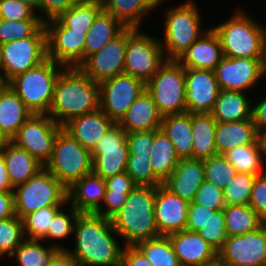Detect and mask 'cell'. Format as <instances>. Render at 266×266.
Listing matches in <instances>:
<instances>
[{
  "mask_svg": "<svg viewBox=\"0 0 266 266\" xmlns=\"http://www.w3.org/2000/svg\"><path fill=\"white\" fill-rule=\"evenodd\" d=\"M111 219L96 213H80L74 227V250L68 252L80 266H120L123 247L116 240Z\"/></svg>",
  "mask_w": 266,
  "mask_h": 266,
  "instance_id": "cell-1",
  "label": "cell"
},
{
  "mask_svg": "<svg viewBox=\"0 0 266 266\" xmlns=\"http://www.w3.org/2000/svg\"><path fill=\"white\" fill-rule=\"evenodd\" d=\"M100 85L79 67H64L55 84L48 115L63 126L70 119L100 108Z\"/></svg>",
  "mask_w": 266,
  "mask_h": 266,
  "instance_id": "cell-2",
  "label": "cell"
},
{
  "mask_svg": "<svg viewBox=\"0 0 266 266\" xmlns=\"http://www.w3.org/2000/svg\"><path fill=\"white\" fill-rule=\"evenodd\" d=\"M154 204V186H136L128 194L126 203L111 218L114 230L125 241L124 246H135L141 241L160 236Z\"/></svg>",
  "mask_w": 266,
  "mask_h": 266,
  "instance_id": "cell-3",
  "label": "cell"
},
{
  "mask_svg": "<svg viewBox=\"0 0 266 266\" xmlns=\"http://www.w3.org/2000/svg\"><path fill=\"white\" fill-rule=\"evenodd\" d=\"M212 28L219 37L223 57L262 58L266 27L245 11L239 8L232 17Z\"/></svg>",
  "mask_w": 266,
  "mask_h": 266,
  "instance_id": "cell-4",
  "label": "cell"
},
{
  "mask_svg": "<svg viewBox=\"0 0 266 266\" xmlns=\"http://www.w3.org/2000/svg\"><path fill=\"white\" fill-rule=\"evenodd\" d=\"M64 68L47 58L34 68L12 78L8 85L32 114H48L56 81Z\"/></svg>",
  "mask_w": 266,
  "mask_h": 266,
  "instance_id": "cell-5",
  "label": "cell"
},
{
  "mask_svg": "<svg viewBox=\"0 0 266 266\" xmlns=\"http://www.w3.org/2000/svg\"><path fill=\"white\" fill-rule=\"evenodd\" d=\"M179 5L168 8L164 15V39L160 40V44L166 59H177L205 33L201 29L199 8L194 0H186Z\"/></svg>",
  "mask_w": 266,
  "mask_h": 266,
  "instance_id": "cell-6",
  "label": "cell"
},
{
  "mask_svg": "<svg viewBox=\"0 0 266 266\" xmlns=\"http://www.w3.org/2000/svg\"><path fill=\"white\" fill-rule=\"evenodd\" d=\"M92 160L91 151L62 128L55 138L52 157L44 167L68 189L92 172Z\"/></svg>",
  "mask_w": 266,
  "mask_h": 266,
  "instance_id": "cell-7",
  "label": "cell"
},
{
  "mask_svg": "<svg viewBox=\"0 0 266 266\" xmlns=\"http://www.w3.org/2000/svg\"><path fill=\"white\" fill-rule=\"evenodd\" d=\"M15 215L22 219L42 207L68 202L67 188L45 167L13 188Z\"/></svg>",
  "mask_w": 266,
  "mask_h": 266,
  "instance_id": "cell-8",
  "label": "cell"
},
{
  "mask_svg": "<svg viewBox=\"0 0 266 266\" xmlns=\"http://www.w3.org/2000/svg\"><path fill=\"white\" fill-rule=\"evenodd\" d=\"M146 90L162 116L187 112L185 67L176 59H166L146 83Z\"/></svg>",
  "mask_w": 266,
  "mask_h": 266,
  "instance_id": "cell-9",
  "label": "cell"
},
{
  "mask_svg": "<svg viewBox=\"0 0 266 266\" xmlns=\"http://www.w3.org/2000/svg\"><path fill=\"white\" fill-rule=\"evenodd\" d=\"M138 29L126 27L124 74L146 84L166 61V57L160 40Z\"/></svg>",
  "mask_w": 266,
  "mask_h": 266,
  "instance_id": "cell-10",
  "label": "cell"
},
{
  "mask_svg": "<svg viewBox=\"0 0 266 266\" xmlns=\"http://www.w3.org/2000/svg\"><path fill=\"white\" fill-rule=\"evenodd\" d=\"M1 70L9 82L47 59V33L43 25L33 36L0 45Z\"/></svg>",
  "mask_w": 266,
  "mask_h": 266,
  "instance_id": "cell-11",
  "label": "cell"
},
{
  "mask_svg": "<svg viewBox=\"0 0 266 266\" xmlns=\"http://www.w3.org/2000/svg\"><path fill=\"white\" fill-rule=\"evenodd\" d=\"M62 128L48 114H32L10 141L45 166L52 157L55 138Z\"/></svg>",
  "mask_w": 266,
  "mask_h": 266,
  "instance_id": "cell-12",
  "label": "cell"
},
{
  "mask_svg": "<svg viewBox=\"0 0 266 266\" xmlns=\"http://www.w3.org/2000/svg\"><path fill=\"white\" fill-rule=\"evenodd\" d=\"M218 262L221 266H266V222L243 235H228Z\"/></svg>",
  "mask_w": 266,
  "mask_h": 266,
  "instance_id": "cell-13",
  "label": "cell"
},
{
  "mask_svg": "<svg viewBox=\"0 0 266 266\" xmlns=\"http://www.w3.org/2000/svg\"><path fill=\"white\" fill-rule=\"evenodd\" d=\"M126 131L114 123L91 150L92 172L103 179L126 171L129 148Z\"/></svg>",
  "mask_w": 266,
  "mask_h": 266,
  "instance_id": "cell-14",
  "label": "cell"
},
{
  "mask_svg": "<svg viewBox=\"0 0 266 266\" xmlns=\"http://www.w3.org/2000/svg\"><path fill=\"white\" fill-rule=\"evenodd\" d=\"M99 85L100 109L115 123L146 90V84L142 80L124 73L109 78Z\"/></svg>",
  "mask_w": 266,
  "mask_h": 266,
  "instance_id": "cell-15",
  "label": "cell"
},
{
  "mask_svg": "<svg viewBox=\"0 0 266 266\" xmlns=\"http://www.w3.org/2000/svg\"><path fill=\"white\" fill-rule=\"evenodd\" d=\"M47 33V58L64 67H78L84 61L87 32L65 28L56 18L44 22Z\"/></svg>",
  "mask_w": 266,
  "mask_h": 266,
  "instance_id": "cell-16",
  "label": "cell"
},
{
  "mask_svg": "<svg viewBox=\"0 0 266 266\" xmlns=\"http://www.w3.org/2000/svg\"><path fill=\"white\" fill-rule=\"evenodd\" d=\"M126 28L100 51L89 55L78 67L93 81L101 83L124 73Z\"/></svg>",
  "mask_w": 266,
  "mask_h": 266,
  "instance_id": "cell-17",
  "label": "cell"
},
{
  "mask_svg": "<svg viewBox=\"0 0 266 266\" xmlns=\"http://www.w3.org/2000/svg\"><path fill=\"white\" fill-rule=\"evenodd\" d=\"M262 58L223 57L214 73L220 89L245 92L264 77Z\"/></svg>",
  "mask_w": 266,
  "mask_h": 266,
  "instance_id": "cell-18",
  "label": "cell"
},
{
  "mask_svg": "<svg viewBox=\"0 0 266 266\" xmlns=\"http://www.w3.org/2000/svg\"><path fill=\"white\" fill-rule=\"evenodd\" d=\"M186 110L188 113H210L220 92L212 70L185 68Z\"/></svg>",
  "mask_w": 266,
  "mask_h": 266,
  "instance_id": "cell-19",
  "label": "cell"
},
{
  "mask_svg": "<svg viewBox=\"0 0 266 266\" xmlns=\"http://www.w3.org/2000/svg\"><path fill=\"white\" fill-rule=\"evenodd\" d=\"M189 202L162 184L155 187L154 214L159 235L167 236L186 229Z\"/></svg>",
  "mask_w": 266,
  "mask_h": 266,
  "instance_id": "cell-20",
  "label": "cell"
},
{
  "mask_svg": "<svg viewBox=\"0 0 266 266\" xmlns=\"http://www.w3.org/2000/svg\"><path fill=\"white\" fill-rule=\"evenodd\" d=\"M167 236L181 266H201L218 261V252L198 232L184 229Z\"/></svg>",
  "mask_w": 266,
  "mask_h": 266,
  "instance_id": "cell-21",
  "label": "cell"
},
{
  "mask_svg": "<svg viewBox=\"0 0 266 266\" xmlns=\"http://www.w3.org/2000/svg\"><path fill=\"white\" fill-rule=\"evenodd\" d=\"M207 29L176 59L185 68L214 71L223 58L219 37L212 27Z\"/></svg>",
  "mask_w": 266,
  "mask_h": 266,
  "instance_id": "cell-22",
  "label": "cell"
},
{
  "mask_svg": "<svg viewBox=\"0 0 266 266\" xmlns=\"http://www.w3.org/2000/svg\"><path fill=\"white\" fill-rule=\"evenodd\" d=\"M205 181L203 160L180 159L171 175L162 183L170 192L187 202H193L196 192Z\"/></svg>",
  "mask_w": 266,
  "mask_h": 266,
  "instance_id": "cell-23",
  "label": "cell"
},
{
  "mask_svg": "<svg viewBox=\"0 0 266 266\" xmlns=\"http://www.w3.org/2000/svg\"><path fill=\"white\" fill-rule=\"evenodd\" d=\"M248 144H265L262 134L251 118L237 122H217L215 145L218 154Z\"/></svg>",
  "mask_w": 266,
  "mask_h": 266,
  "instance_id": "cell-24",
  "label": "cell"
},
{
  "mask_svg": "<svg viewBox=\"0 0 266 266\" xmlns=\"http://www.w3.org/2000/svg\"><path fill=\"white\" fill-rule=\"evenodd\" d=\"M115 122L100 108L91 113L76 116L63 125L74 139L91 151L100 138Z\"/></svg>",
  "mask_w": 266,
  "mask_h": 266,
  "instance_id": "cell-25",
  "label": "cell"
},
{
  "mask_svg": "<svg viewBox=\"0 0 266 266\" xmlns=\"http://www.w3.org/2000/svg\"><path fill=\"white\" fill-rule=\"evenodd\" d=\"M161 122L162 115L152 96L145 90L117 123L126 133H130L160 130Z\"/></svg>",
  "mask_w": 266,
  "mask_h": 266,
  "instance_id": "cell-26",
  "label": "cell"
},
{
  "mask_svg": "<svg viewBox=\"0 0 266 266\" xmlns=\"http://www.w3.org/2000/svg\"><path fill=\"white\" fill-rule=\"evenodd\" d=\"M106 193L105 181L91 172L67 189L68 202L80 213H95L102 208Z\"/></svg>",
  "mask_w": 266,
  "mask_h": 266,
  "instance_id": "cell-27",
  "label": "cell"
},
{
  "mask_svg": "<svg viewBox=\"0 0 266 266\" xmlns=\"http://www.w3.org/2000/svg\"><path fill=\"white\" fill-rule=\"evenodd\" d=\"M1 152L13 187L25 183L44 168L31 154L11 141L5 144Z\"/></svg>",
  "mask_w": 266,
  "mask_h": 266,
  "instance_id": "cell-28",
  "label": "cell"
},
{
  "mask_svg": "<svg viewBox=\"0 0 266 266\" xmlns=\"http://www.w3.org/2000/svg\"><path fill=\"white\" fill-rule=\"evenodd\" d=\"M31 115L32 112L9 85L0 93V132L8 141Z\"/></svg>",
  "mask_w": 266,
  "mask_h": 266,
  "instance_id": "cell-29",
  "label": "cell"
},
{
  "mask_svg": "<svg viewBox=\"0 0 266 266\" xmlns=\"http://www.w3.org/2000/svg\"><path fill=\"white\" fill-rule=\"evenodd\" d=\"M160 129L171 140L180 159L193 158L191 113L162 116Z\"/></svg>",
  "mask_w": 266,
  "mask_h": 266,
  "instance_id": "cell-30",
  "label": "cell"
},
{
  "mask_svg": "<svg viewBox=\"0 0 266 266\" xmlns=\"http://www.w3.org/2000/svg\"><path fill=\"white\" fill-rule=\"evenodd\" d=\"M251 103L242 91L221 89L210 114L217 122H237L250 119Z\"/></svg>",
  "mask_w": 266,
  "mask_h": 266,
  "instance_id": "cell-31",
  "label": "cell"
},
{
  "mask_svg": "<svg viewBox=\"0 0 266 266\" xmlns=\"http://www.w3.org/2000/svg\"><path fill=\"white\" fill-rule=\"evenodd\" d=\"M126 27L112 14L102 10L86 33L84 60L100 51L107 43L117 37Z\"/></svg>",
  "mask_w": 266,
  "mask_h": 266,
  "instance_id": "cell-32",
  "label": "cell"
},
{
  "mask_svg": "<svg viewBox=\"0 0 266 266\" xmlns=\"http://www.w3.org/2000/svg\"><path fill=\"white\" fill-rule=\"evenodd\" d=\"M104 11L112 14L125 27L139 28L144 14L157 8L164 0H101ZM142 20V21H141Z\"/></svg>",
  "mask_w": 266,
  "mask_h": 266,
  "instance_id": "cell-33",
  "label": "cell"
},
{
  "mask_svg": "<svg viewBox=\"0 0 266 266\" xmlns=\"http://www.w3.org/2000/svg\"><path fill=\"white\" fill-rule=\"evenodd\" d=\"M217 121L210 113H192L193 158L207 159L217 155L215 129Z\"/></svg>",
  "mask_w": 266,
  "mask_h": 266,
  "instance_id": "cell-34",
  "label": "cell"
},
{
  "mask_svg": "<svg viewBox=\"0 0 266 266\" xmlns=\"http://www.w3.org/2000/svg\"><path fill=\"white\" fill-rule=\"evenodd\" d=\"M150 161L154 175L162 183L171 175L180 161L173 143L161 129L154 130Z\"/></svg>",
  "mask_w": 266,
  "mask_h": 266,
  "instance_id": "cell-35",
  "label": "cell"
},
{
  "mask_svg": "<svg viewBox=\"0 0 266 266\" xmlns=\"http://www.w3.org/2000/svg\"><path fill=\"white\" fill-rule=\"evenodd\" d=\"M223 155L236 168L237 172L249 173L258 176L265 171V144H248L238 146L234 149L228 150Z\"/></svg>",
  "mask_w": 266,
  "mask_h": 266,
  "instance_id": "cell-36",
  "label": "cell"
},
{
  "mask_svg": "<svg viewBox=\"0 0 266 266\" xmlns=\"http://www.w3.org/2000/svg\"><path fill=\"white\" fill-rule=\"evenodd\" d=\"M103 10L101 0H79L56 19L72 31L88 32L96 16Z\"/></svg>",
  "mask_w": 266,
  "mask_h": 266,
  "instance_id": "cell-37",
  "label": "cell"
},
{
  "mask_svg": "<svg viewBox=\"0 0 266 266\" xmlns=\"http://www.w3.org/2000/svg\"><path fill=\"white\" fill-rule=\"evenodd\" d=\"M41 240L25 239L10 256L15 257L18 266H48L53 255L58 250H67L61 244L45 247Z\"/></svg>",
  "mask_w": 266,
  "mask_h": 266,
  "instance_id": "cell-38",
  "label": "cell"
},
{
  "mask_svg": "<svg viewBox=\"0 0 266 266\" xmlns=\"http://www.w3.org/2000/svg\"><path fill=\"white\" fill-rule=\"evenodd\" d=\"M223 209L227 235H243L265 222L249 205H226Z\"/></svg>",
  "mask_w": 266,
  "mask_h": 266,
  "instance_id": "cell-39",
  "label": "cell"
},
{
  "mask_svg": "<svg viewBox=\"0 0 266 266\" xmlns=\"http://www.w3.org/2000/svg\"><path fill=\"white\" fill-rule=\"evenodd\" d=\"M152 266H181L168 236L160 235L135 245Z\"/></svg>",
  "mask_w": 266,
  "mask_h": 266,
  "instance_id": "cell-40",
  "label": "cell"
},
{
  "mask_svg": "<svg viewBox=\"0 0 266 266\" xmlns=\"http://www.w3.org/2000/svg\"><path fill=\"white\" fill-rule=\"evenodd\" d=\"M63 205L42 207L22 218L25 239L40 240L48 231L51 219Z\"/></svg>",
  "mask_w": 266,
  "mask_h": 266,
  "instance_id": "cell-41",
  "label": "cell"
},
{
  "mask_svg": "<svg viewBox=\"0 0 266 266\" xmlns=\"http://www.w3.org/2000/svg\"><path fill=\"white\" fill-rule=\"evenodd\" d=\"M256 176L237 172L235 177L223 188L225 204L248 205Z\"/></svg>",
  "mask_w": 266,
  "mask_h": 266,
  "instance_id": "cell-42",
  "label": "cell"
},
{
  "mask_svg": "<svg viewBox=\"0 0 266 266\" xmlns=\"http://www.w3.org/2000/svg\"><path fill=\"white\" fill-rule=\"evenodd\" d=\"M205 181L223 189L237 174L236 168L224 157L217 154L203 160Z\"/></svg>",
  "mask_w": 266,
  "mask_h": 266,
  "instance_id": "cell-43",
  "label": "cell"
},
{
  "mask_svg": "<svg viewBox=\"0 0 266 266\" xmlns=\"http://www.w3.org/2000/svg\"><path fill=\"white\" fill-rule=\"evenodd\" d=\"M126 172L137 186H159L162 182L154 175L150 154H129Z\"/></svg>",
  "mask_w": 266,
  "mask_h": 266,
  "instance_id": "cell-44",
  "label": "cell"
},
{
  "mask_svg": "<svg viewBox=\"0 0 266 266\" xmlns=\"http://www.w3.org/2000/svg\"><path fill=\"white\" fill-rule=\"evenodd\" d=\"M24 240L22 219L15 215L0 220V258L4 255L10 257Z\"/></svg>",
  "mask_w": 266,
  "mask_h": 266,
  "instance_id": "cell-45",
  "label": "cell"
},
{
  "mask_svg": "<svg viewBox=\"0 0 266 266\" xmlns=\"http://www.w3.org/2000/svg\"><path fill=\"white\" fill-rule=\"evenodd\" d=\"M43 25V20L12 21L0 18V45L31 37Z\"/></svg>",
  "mask_w": 266,
  "mask_h": 266,
  "instance_id": "cell-46",
  "label": "cell"
},
{
  "mask_svg": "<svg viewBox=\"0 0 266 266\" xmlns=\"http://www.w3.org/2000/svg\"><path fill=\"white\" fill-rule=\"evenodd\" d=\"M200 236L219 252L227 238L224 209L215 211L207 223L198 231Z\"/></svg>",
  "mask_w": 266,
  "mask_h": 266,
  "instance_id": "cell-47",
  "label": "cell"
},
{
  "mask_svg": "<svg viewBox=\"0 0 266 266\" xmlns=\"http://www.w3.org/2000/svg\"><path fill=\"white\" fill-rule=\"evenodd\" d=\"M71 214H66L61 207L51 219V224L48 227L47 233L40 239L42 242L49 239L61 240L68 238L74 233L75 222L80 214L73 206Z\"/></svg>",
  "mask_w": 266,
  "mask_h": 266,
  "instance_id": "cell-48",
  "label": "cell"
},
{
  "mask_svg": "<svg viewBox=\"0 0 266 266\" xmlns=\"http://www.w3.org/2000/svg\"><path fill=\"white\" fill-rule=\"evenodd\" d=\"M193 202L216 211L226 206L223 189L207 181H204L198 188Z\"/></svg>",
  "mask_w": 266,
  "mask_h": 266,
  "instance_id": "cell-49",
  "label": "cell"
},
{
  "mask_svg": "<svg viewBox=\"0 0 266 266\" xmlns=\"http://www.w3.org/2000/svg\"><path fill=\"white\" fill-rule=\"evenodd\" d=\"M0 18L12 21L42 20L30 6L17 0H0Z\"/></svg>",
  "mask_w": 266,
  "mask_h": 266,
  "instance_id": "cell-50",
  "label": "cell"
},
{
  "mask_svg": "<svg viewBox=\"0 0 266 266\" xmlns=\"http://www.w3.org/2000/svg\"><path fill=\"white\" fill-rule=\"evenodd\" d=\"M248 205L266 222V171L256 176Z\"/></svg>",
  "mask_w": 266,
  "mask_h": 266,
  "instance_id": "cell-51",
  "label": "cell"
},
{
  "mask_svg": "<svg viewBox=\"0 0 266 266\" xmlns=\"http://www.w3.org/2000/svg\"><path fill=\"white\" fill-rule=\"evenodd\" d=\"M130 192L131 191L106 189L104 200L102 202L103 207L105 206L106 209L99 208L95 213L97 215L111 219L126 203L128 194Z\"/></svg>",
  "mask_w": 266,
  "mask_h": 266,
  "instance_id": "cell-52",
  "label": "cell"
},
{
  "mask_svg": "<svg viewBox=\"0 0 266 266\" xmlns=\"http://www.w3.org/2000/svg\"><path fill=\"white\" fill-rule=\"evenodd\" d=\"M129 154H150L154 142L153 131L130 132L126 136Z\"/></svg>",
  "mask_w": 266,
  "mask_h": 266,
  "instance_id": "cell-53",
  "label": "cell"
},
{
  "mask_svg": "<svg viewBox=\"0 0 266 266\" xmlns=\"http://www.w3.org/2000/svg\"><path fill=\"white\" fill-rule=\"evenodd\" d=\"M216 210L200 206L194 202L189 203L186 230L198 232L209 220Z\"/></svg>",
  "mask_w": 266,
  "mask_h": 266,
  "instance_id": "cell-54",
  "label": "cell"
},
{
  "mask_svg": "<svg viewBox=\"0 0 266 266\" xmlns=\"http://www.w3.org/2000/svg\"><path fill=\"white\" fill-rule=\"evenodd\" d=\"M79 0H39L40 18L46 22L57 18L62 12L67 11Z\"/></svg>",
  "mask_w": 266,
  "mask_h": 266,
  "instance_id": "cell-55",
  "label": "cell"
},
{
  "mask_svg": "<svg viewBox=\"0 0 266 266\" xmlns=\"http://www.w3.org/2000/svg\"><path fill=\"white\" fill-rule=\"evenodd\" d=\"M120 266H152L136 246H123Z\"/></svg>",
  "mask_w": 266,
  "mask_h": 266,
  "instance_id": "cell-56",
  "label": "cell"
},
{
  "mask_svg": "<svg viewBox=\"0 0 266 266\" xmlns=\"http://www.w3.org/2000/svg\"><path fill=\"white\" fill-rule=\"evenodd\" d=\"M104 181L106 189L118 191H132L137 186L126 171L105 178Z\"/></svg>",
  "mask_w": 266,
  "mask_h": 266,
  "instance_id": "cell-57",
  "label": "cell"
},
{
  "mask_svg": "<svg viewBox=\"0 0 266 266\" xmlns=\"http://www.w3.org/2000/svg\"><path fill=\"white\" fill-rule=\"evenodd\" d=\"M261 100L254 106L252 103L251 119L256 124L259 132L263 135L266 132V98Z\"/></svg>",
  "mask_w": 266,
  "mask_h": 266,
  "instance_id": "cell-58",
  "label": "cell"
},
{
  "mask_svg": "<svg viewBox=\"0 0 266 266\" xmlns=\"http://www.w3.org/2000/svg\"><path fill=\"white\" fill-rule=\"evenodd\" d=\"M15 216L13 191H0V220Z\"/></svg>",
  "mask_w": 266,
  "mask_h": 266,
  "instance_id": "cell-59",
  "label": "cell"
},
{
  "mask_svg": "<svg viewBox=\"0 0 266 266\" xmlns=\"http://www.w3.org/2000/svg\"><path fill=\"white\" fill-rule=\"evenodd\" d=\"M48 266H80L79 262L68 252L58 250L50 260Z\"/></svg>",
  "mask_w": 266,
  "mask_h": 266,
  "instance_id": "cell-60",
  "label": "cell"
},
{
  "mask_svg": "<svg viewBox=\"0 0 266 266\" xmlns=\"http://www.w3.org/2000/svg\"><path fill=\"white\" fill-rule=\"evenodd\" d=\"M13 188L8 177L3 154L0 151V191H13Z\"/></svg>",
  "mask_w": 266,
  "mask_h": 266,
  "instance_id": "cell-61",
  "label": "cell"
},
{
  "mask_svg": "<svg viewBox=\"0 0 266 266\" xmlns=\"http://www.w3.org/2000/svg\"><path fill=\"white\" fill-rule=\"evenodd\" d=\"M30 6L34 11H39V0H17Z\"/></svg>",
  "mask_w": 266,
  "mask_h": 266,
  "instance_id": "cell-62",
  "label": "cell"
},
{
  "mask_svg": "<svg viewBox=\"0 0 266 266\" xmlns=\"http://www.w3.org/2000/svg\"><path fill=\"white\" fill-rule=\"evenodd\" d=\"M262 71H263V75L265 77L266 74V35L264 37V44H263V53H262Z\"/></svg>",
  "mask_w": 266,
  "mask_h": 266,
  "instance_id": "cell-63",
  "label": "cell"
},
{
  "mask_svg": "<svg viewBox=\"0 0 266 266\" xmlns=\"http://www.w3.org/2000/svg\"><path fill=\"white\" fill-rule=\"evenodd\" d=\"M8 83L4 73L0 70V93L8 86Z\"/></svg>",
  "mask_w": 266,
  "mask_h": 266,
  "instance_id": "cell-64",
  "label": "cell"
},
{
  "mask_svg": "<svg viewBox=\"0 0 266 266\" xmlns=\"http://www.w3.org/2000/svg\"><path fill=\"white\" fill-rule=\"evenodd\" d=\"M8 142V140L5 138V136L0 132V151L4 148L5 144Z\"/></svg>",
  "mask_w": 266,
  "mask_h": 266,
  "instance_id": "cell-65",
  "label": "cell"
},
{
  "mask_svg": "<svg viewBox=\"0 0 266 266\" xmlns=\"http://www.w3.org/2000/svg\"><path fill=\"white\" fill-rule=\"evenodd\" d=\"M201 266H220L219 262L216 261L214 263H209V264H206V265H201Z\"/></svg>",
  "mask_w": 266,
  "mask_h": 266,
  "instance_id": "cell-66",
  "label": "cell"
},
{
  "mask_svg": "<svg viewBox=\"0 0 266 266\" xmlns=\"http://www.w3.org/2000/svg\"><path fill=\"white\" fill-rule=\"evenodd\" d=\"M262 136H263V139H264V142H265V148H266V132Z\"/></svg>",
  "mask_w": 266,
  "mask_h": 266,
  "instance_id": "cell-67",
  "label": "cell"
},
{
  "mask_svg": "<svg viewBox=\"0 0 266 266\" xmlns=\"http://www.w3.org/2000/svg\"><path fill=\"white\" fill-rule=\"evenodd\" d=\"M0 70H1V49H0Z\"/></svg>",
  "mask_w": 266,
  "mask_h": 266,
  "instance_id": "cell-68",
  "label": "cell"
}]
</instances>
